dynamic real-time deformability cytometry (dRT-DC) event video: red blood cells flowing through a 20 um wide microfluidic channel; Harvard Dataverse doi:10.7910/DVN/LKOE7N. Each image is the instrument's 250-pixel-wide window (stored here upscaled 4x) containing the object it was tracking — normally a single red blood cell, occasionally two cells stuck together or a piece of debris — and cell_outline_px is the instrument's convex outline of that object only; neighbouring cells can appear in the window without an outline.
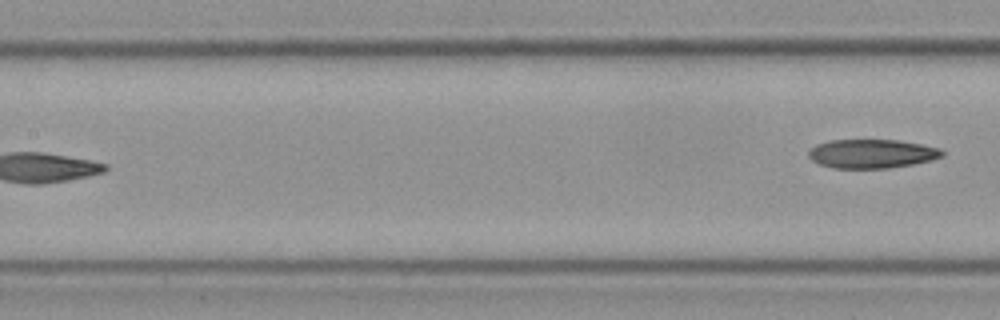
{"species": "Egyptian fruit bat (a non-hibernating species)", "species_latin": "Rousettus aegyptiacus", "temperature_condition": "cold", "stored_images_in_passage": 6, "segment_of_instrument_passage": [2, 2], "camera_frame_rate_fps": 3000, "um_per_image_px": 0.085, "frame": {"image": 1, "passage_image": 6, "time_ms": 1.667, "image_size_px": [1000, 320], "cell_outline_px": [[944, 156], [932, 160], [912, 164], [888, 168], [832, 168], [820, 164], [812, 160], [808, 156], [808, 152], [816, 144], [832, 140], [900, 140], [940, 148], [944, 152]], "centroid_in_image_um": [74.12, 13.06], "position_along_channel_um": 133.3, "area_um2": 22.48}}